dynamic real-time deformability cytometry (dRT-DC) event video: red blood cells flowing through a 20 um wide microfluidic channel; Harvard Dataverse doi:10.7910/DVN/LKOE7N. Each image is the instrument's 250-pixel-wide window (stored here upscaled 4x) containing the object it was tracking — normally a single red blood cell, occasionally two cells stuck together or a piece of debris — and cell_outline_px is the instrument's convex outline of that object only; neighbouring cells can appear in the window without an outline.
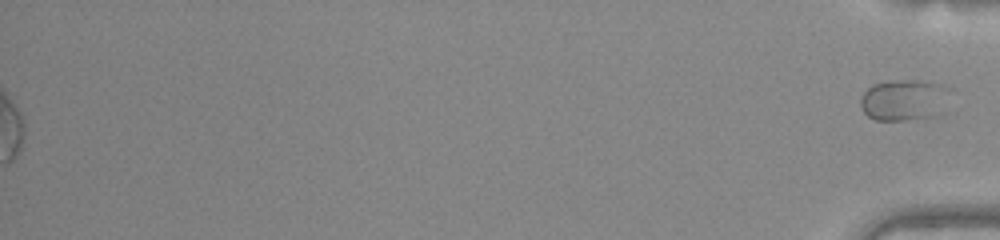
{"species": "common noctule bat (a hibernating species)", "species_latin": "Nyctalus noctula", "temperature_condition": "warm", "stored_images_in_passage": 43, "segment_of_instrument_passage": [2, 2], "camera_frame_rate_fps": 3000, "um_per_image_px": 0.085, "animal": {"sex": "female", "body_mass_g": 22.0, "forearm_length_mm": 56.7}, "frame": {"image": 1, "passage_image": 43, "time_ms": 14.0, "image_size_px": [1000, 240], "cell_outline_px": [[956, 88], [948, 112], [936, 116], [904, 120], [876, 120], [868, 116], [864, 112], [860, 104], [860, 100], [864, 92], [872, 84], [892, 80], [928, 80], [944, 84]], "centroid_in_image_um": [77.07, 8.48], "position_along_channel_um": 358.1, "area_um2": 23.0}}